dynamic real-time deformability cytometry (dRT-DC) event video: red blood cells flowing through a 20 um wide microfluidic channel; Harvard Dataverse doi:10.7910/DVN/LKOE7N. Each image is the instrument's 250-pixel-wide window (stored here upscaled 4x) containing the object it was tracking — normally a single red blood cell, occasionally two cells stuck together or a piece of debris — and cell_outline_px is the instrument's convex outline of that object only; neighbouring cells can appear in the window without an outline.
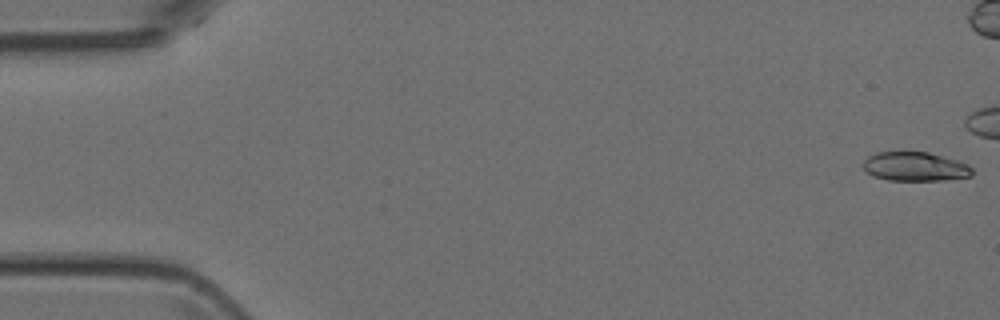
{"species": "Egyptian fruit bat (a non-hibernating species)", "species_latin": "Rousettus aegyptiacus", "temperature_condition": "room temperature", "stored_images_in_passage": 8, "camera_frame_rate_fps": 3000, "um_per_image_px": 0.085, "animal": {"sex": "female"}, "frame": {"image": 1, "passage_image": 1, "time_ms": 0.0, "image_size_px": [1000, 320], "cell_outline_px": [[972, 176], [944, 180], [888, 180], [872, 176], [864, 168], [864, 160], [868, 156], [876, 152], [928, 152], [956, 160], [968, 164], [972, 168]], "centroid_in_image_um": [77.78, 14.16], "position_along_channel_um": 7.2, "area_um2": 18.38}}
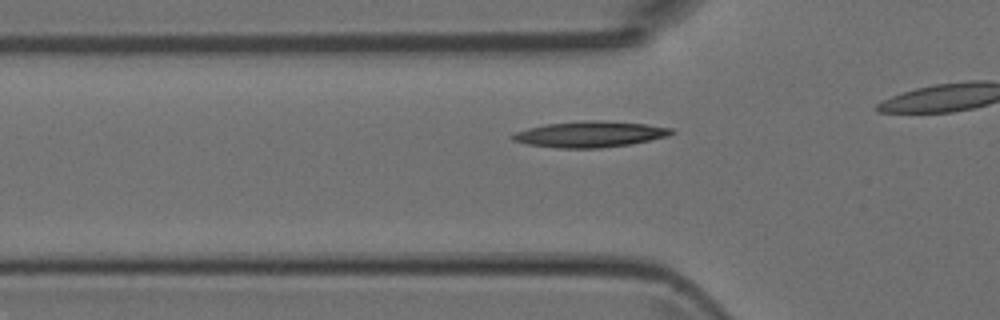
{"frame": {"image": 2, "passage_image": 8, "time_ms": 8.667, "image_size_px": [1000, 320], "cell_outline_px": [[676, 132], [668, 136], [632, 144], [600, 148], [556, 148], [528, 144], [512, 140], [508, 136], [516, 132], [528, 128], [544, 124], [588, 120], [600, 120], [644, 124], [672, 128]], "centroid_in_image_um": [50.14, 11.41], "position_along_channel_um": 75.7, "area_um2": 24.1}}